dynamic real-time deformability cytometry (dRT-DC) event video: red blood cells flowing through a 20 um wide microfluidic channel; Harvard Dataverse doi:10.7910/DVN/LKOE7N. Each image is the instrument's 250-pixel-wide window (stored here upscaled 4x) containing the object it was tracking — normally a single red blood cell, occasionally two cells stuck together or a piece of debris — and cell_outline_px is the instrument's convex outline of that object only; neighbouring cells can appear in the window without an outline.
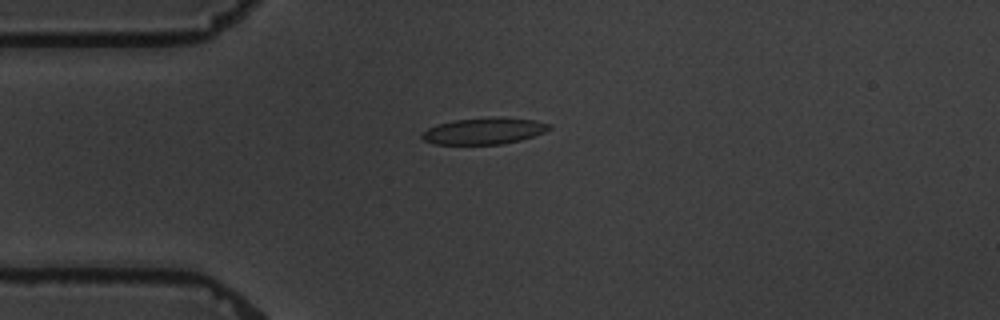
{"species": "common noctule bat (a hibernating species)", "species_latin": "Nyctalus noctula", "temperature_condition": "warm", "stored_images_in_passage": 7, "camera_frame_rate_fps": 3000, "um_per_image_px": 0.085, "animal": {"sex": "male", "body_mass_g": 19.5, "forearm_length_mm": 54.6}, "frame": {"image": 1, "passage_image": 3, "time_ms": 3.333, "image_size_px": [1000, 320], "cell_outline_px": [[552, 128], [544, 132], [520, 140], [500, 144], [436, 144], [424, 140], [420, 136], [428, 128], [452, 120], [492, 116], [500, 116], [536, 120], [552, 124]], "centroid_in_image_um": [41.19, 11.11], "position_along_channel_um": 43.8, "area_um2": 19.77}}
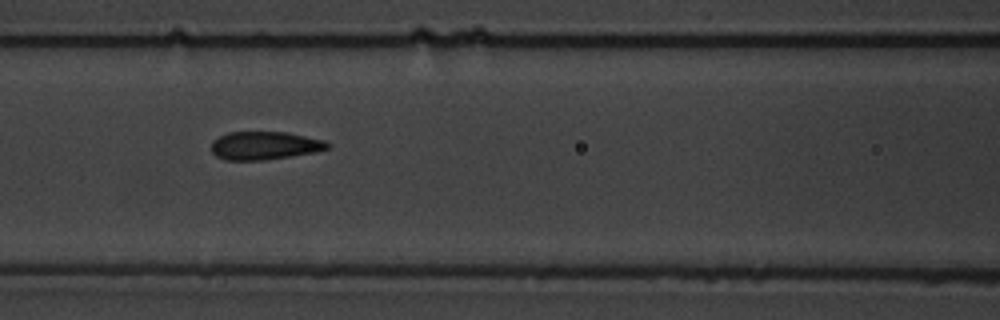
{"frame": {"image": 2, "passage_image": 6, "time_ms": 6.667, "image_size_px": [1000, 320], "cell_outline_px": [[332, 144], [328, 148], [316, 152], [292, 156], [264, 160], [224, 160], [216, 156], [212, 152], [212, 140], [228, 132], [288, 132], [324, 140]], "centroid_in_image_um": [22.51, 12.37], "position_along_channel_um": 144.1, "area_um2": 19.19}}
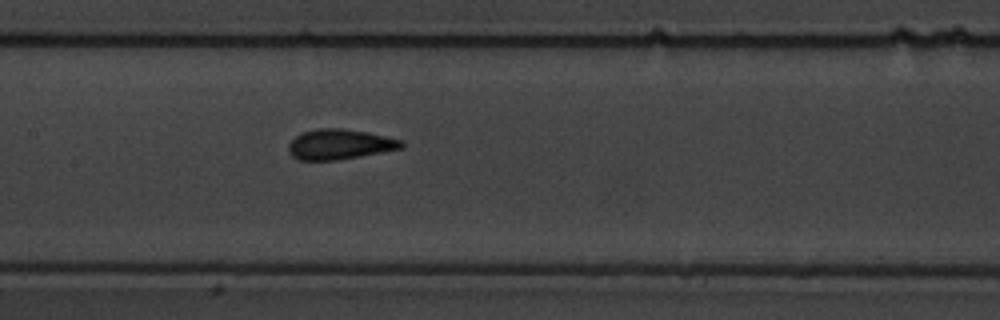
{"frame": {"image": 3, "passage_image": 7, "time_ms": 7.667, "image_size_px": [1000, 320], "cell_outline_px": [[404, 144], [400, 148], [360, 156], [336, 160], [300, 160], [292, 156], [288, 152], [288, 144], [300, 132], [316, 128], [340, 128], [368, 132], [404, 140]], "centroid_in_image_um": [28.84, 12.25], "position_along_channel_um": 178.6, "area_um2": 19.88}}